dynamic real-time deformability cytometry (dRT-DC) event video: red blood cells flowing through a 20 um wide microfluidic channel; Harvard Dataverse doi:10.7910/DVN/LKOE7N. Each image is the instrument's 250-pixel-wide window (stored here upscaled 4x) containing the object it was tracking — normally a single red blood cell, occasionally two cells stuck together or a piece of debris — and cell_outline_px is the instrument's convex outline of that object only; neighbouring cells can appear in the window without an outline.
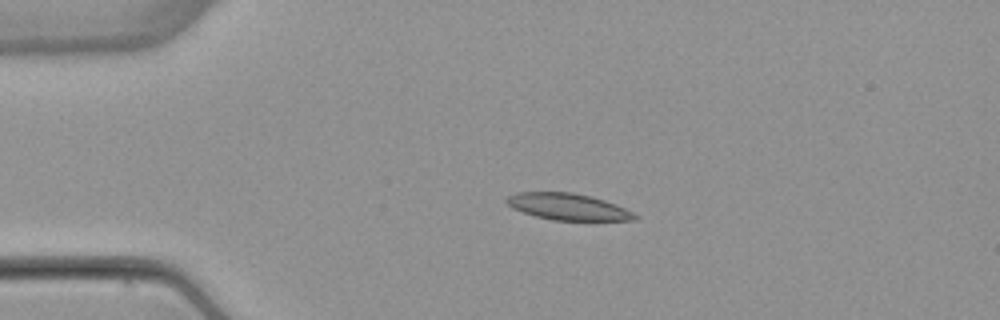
{"species": "common noctule bat (a hibernating species)", "species_latin": "Nyctalus noctula", "temperature_condition": "warm", "stored_images_in_passage": 52, "camera_frame_rate_fps": 3000, "um_per_image_px": 0.085, "animal": {"sex": "female", "body_mass_g": 22.7, "forearm_length_mm": 54.2}, "frame": {"image": 1, "passage_image": 11, "time_ms": 3.333, "image_size_px": [1000, 320], "cell_outline_px": [[640, 216], [636, 220], [552, 220], [536, 216], [512, 208], [504, 200], [508, 196], [516, 192], [572, 192], [592, 196], [616, 204]], "centroid_in_image_um": [48.28, 17.56], "position_along_channel_um": 36.7, "area_um2": 19.83}}
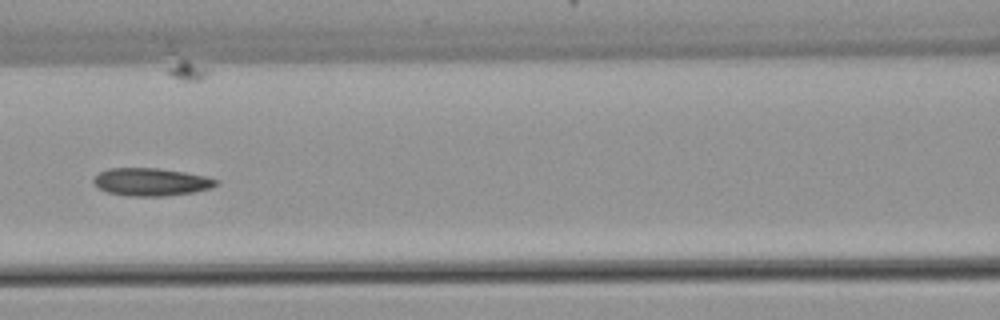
{"frame": {"image": 2, "passage_image": 23, "time_ms": 7.333, "image_size_px": [1000, 320], "cell_outline_px": [[220, 180], [212, 188], [196, 192], [164, 196], [128, 196], [108, 192], [100, 188], [92, 180], [100, 172], [108, 168], [160, 168], [208, 176]], "centroid_in_image_um": [12.9, 15.46], "position_along_channel_um": 153.7, "area_um2": 19.88}}
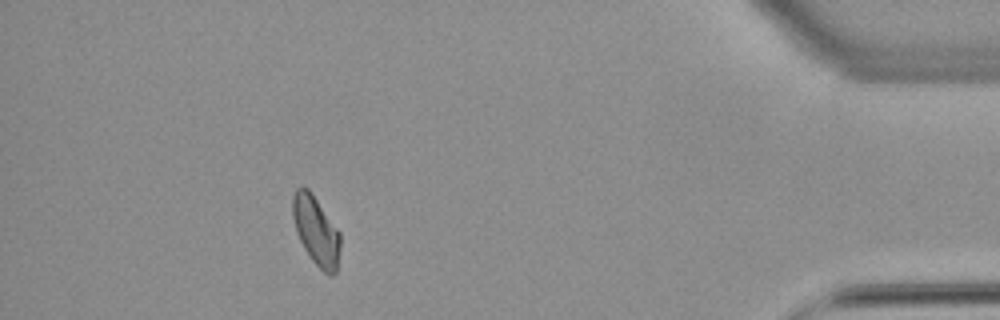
{"frame": {"image": 3, "passage_image": 47, "time_ms": 15.333, "image_size_px": [1000, 320], "cell_outline_px": [[340, 248], [336, 272], [332, 276], [328, 276], [312, 260], [304, 248], [296, 232], [292, 216], [292, 196], [296, 188], [308, 188], [340, 232]], "centroid_in_image_um": [26.86, 19.62], "position_along_channel_um": 408.3, "area_um2": 19.02}, "authors_computed_cell_mechanics": {"area_um2": 19.4786, "velocity_mm_per_s": 3.8639, "shape_relaxation_time_tau1_ms": null, "shape_relaxation_time_tau2_ms": 6.2566, "deformation_change_tau1": null, "deformation_change_tau2": 0.1344}}